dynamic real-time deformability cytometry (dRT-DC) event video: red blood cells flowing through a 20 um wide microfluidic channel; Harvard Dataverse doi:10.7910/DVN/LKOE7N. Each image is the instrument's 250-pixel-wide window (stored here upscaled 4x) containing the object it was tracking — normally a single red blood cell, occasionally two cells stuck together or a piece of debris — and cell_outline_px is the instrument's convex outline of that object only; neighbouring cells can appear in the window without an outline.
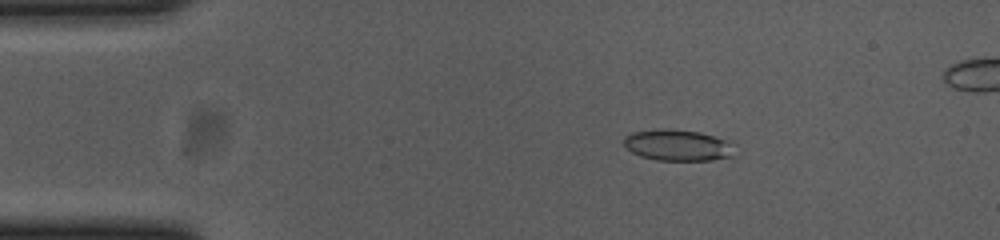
{"species": "common noctule bat (a hibernating species)", "species_latin": "Nyctalus noctula", "temperature_condition": "cold", "stored_images_in_passage": 45, "camera_frame_rate_fps": 3000, "um_per_image_px": 0.085, "animal": {"sex": "female", "body_mass_g": 23.0, "forearm_length_mm": 53.4}, "frame": {"image": 1, "passage_image": 1, "time_ms": 0.0, "image_size_px": [1000, 240], "cell_outline_px": [[736, 156], [712, 160], [656, 160], [640, 156], [624, 148], [624, 136], [632, 132], [664, 128], [668, 128], [700, 132], [732, 140]], "centroid_in_image_um": [57.66, 12.34], "position_along_channel_um": 27.3, "area_um2": 20.69}}
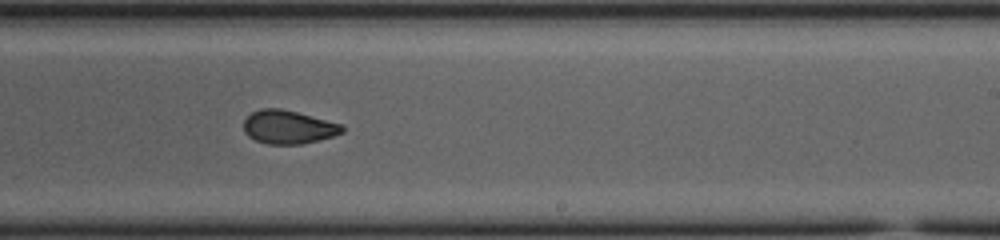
{"frame": {"image": 2, "passage_image": 25, "time_ms": 8.0, "image_size_px": [1000, 240], "cell_outline_px": [[344, 132], [332, 136], [300, 144], [268, 144], [256, 140], [248, 136], [244, 132], [244, 120], [252, 112], [260, 108], [280, 108], [344, 124]], "centroid_in_image_um": [24.5, 10.79], "position_along_channel_um": 264.5, "area_um2": 19.13}}
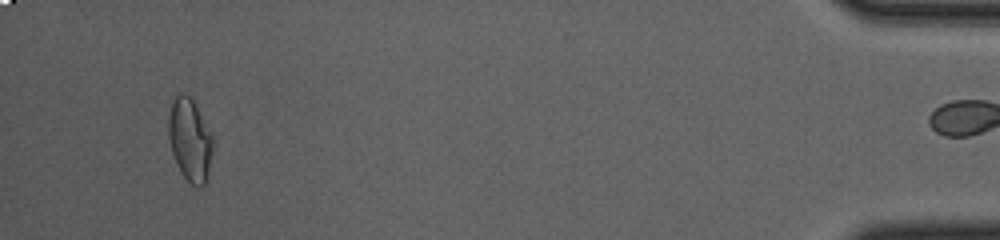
{"frame": {"image": 3, "passage_image": 44, "time_ms": 14.333, "image_size_px": [1000, 240], "cell_outline_px": [[212, 148], [208, 180], [200, 188], [192, 184], [180, 172], [176, 164], [168, 140], [168, 120], [172, 100], [180, 92], [184, 92], [192, 96], [212, 136]], "centroid_in_image_um": [16.13, 11.87], "position_along_channel_um": 419.1, "area_um2": 21.62}, "authors_computed_cell_mechanics": {"area_um2": 19.941, "velocity_mm_per_s": 3.6791, "shape_relaxation_time_tau1_ms": 8.0334, "shape_relaxation_time_tau2_ms": 1.7177, "deformation_change_tau1": 0.1865, "deformation_change_tau2": 0.0613}}